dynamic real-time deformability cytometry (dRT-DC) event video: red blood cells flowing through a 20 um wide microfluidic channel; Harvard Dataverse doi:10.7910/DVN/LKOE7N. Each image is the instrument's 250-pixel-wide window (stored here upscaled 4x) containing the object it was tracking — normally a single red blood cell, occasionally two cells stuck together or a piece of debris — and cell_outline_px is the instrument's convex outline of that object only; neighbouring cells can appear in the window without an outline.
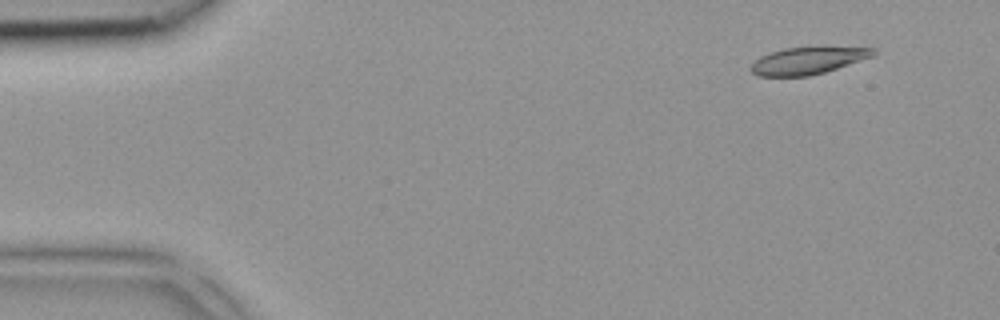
{"species": "common noctule bat (a hibernating species)", "species_latin": "Nyctalus noctula", "temperature_condition": "room temperature", "stored_images_in_passage": 4, "camera_frame_rate_fps": 3000, "um_per_image_px": 0.085, "animal": {"sex": "female", "body_mass_g": 18.4}, "frame": {"image": 1, "passage_image": 1, "time_ms": 0.0, "image_size_px": [1000, 320], "cell_outline_px": [[876, 56], [824, 72], [808, 76], [756, 76], [748, 68], [760, 56], [768, 52], [784, 48], [816, 44], [820, 44], [876, 48]], "centroid_in_image_um": [68.74, 5.09], "position_along_channel_um": 16.3, "area_um2": 20.52}}
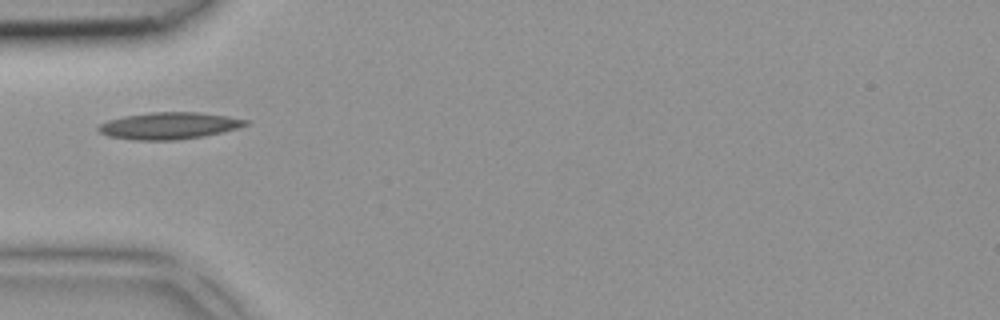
{"frame": {"image": 2, "passage_image": 4, "time_ms": 1.0, "image_size_px": [1000, 320], "cell_outline_px": [[248, 124], [236, 128], [204, 136], [176, 140], [136, 140], [108, 136], [100, 132], [96, 128], [100, 124], [108, 120], [124, 116], [152, 112], [200, 112], [228, 116], [248, 120]], "centroid_in_image_um": [14.35, 10.68], "position_along_channel_um": 70.7, "area_um2": 22.89}}